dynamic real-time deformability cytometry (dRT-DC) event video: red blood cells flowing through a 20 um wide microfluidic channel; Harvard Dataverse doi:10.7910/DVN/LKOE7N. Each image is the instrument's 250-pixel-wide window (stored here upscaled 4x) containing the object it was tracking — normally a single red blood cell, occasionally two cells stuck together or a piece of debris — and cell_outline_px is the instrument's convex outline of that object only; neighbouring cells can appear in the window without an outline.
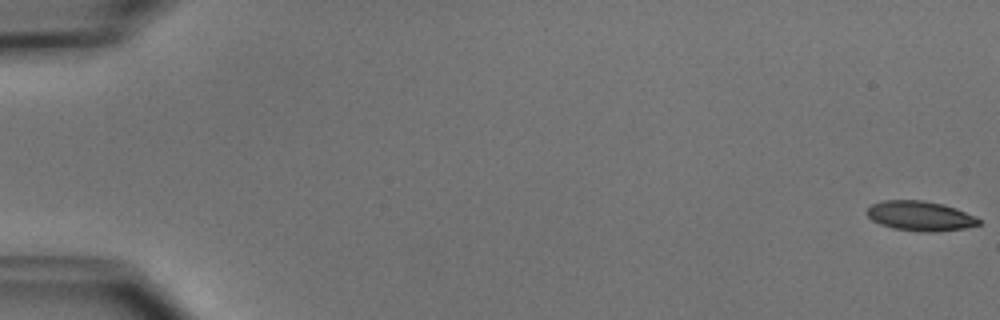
{"species": "common noctule bat (a hibernating species)", "species_latin": "Nyctalus noctula", "temperature_condition": "cold", "stored_images_in_passage": 5, "camera_frame_rate_fps": 3000, "um_per_image_px": 0.085, "animal": {"sex": "male", "body_mass_g": 15.6}, "frame": {"image": 1, "passage_image": 1, "time_ms": 0.0, "image_size_px": [1000, 320], "cell_outline_px": [[980, 224], [964, 228], [932, 232], [920, 232], [892, 228], [880, 224], [872, 220], [868, 216], [868, 208], [872, 204], [884, 200], [924, 200], [944, 204], [956, 208], [976, 216], [980, 220]], "centroid_in_image_um": [78.23, 18.35], "position_along_channel_um": 6.8, "area_um2": 19.42}}
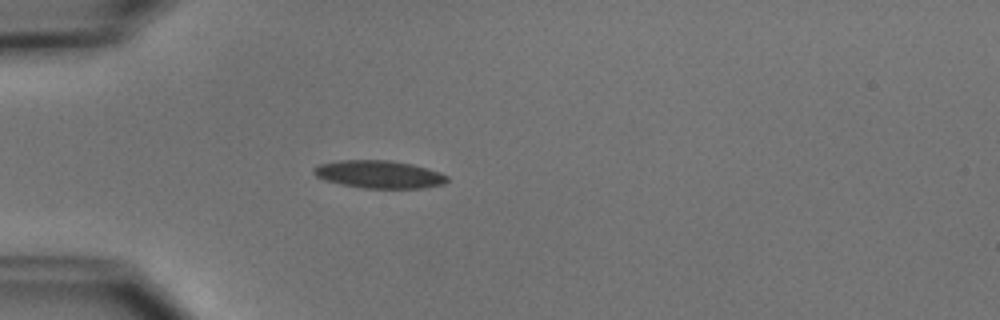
{"frame": {"image": 2, "passage_image": 5, "time_ms": 5.0, "image_size_px": [1000, 320], "cell_outline_px": [[448, 180], [444, 184], [420, 188], [364, 188], [340, 184], [324, 180], [316, 176], [312, 172], [312, 168], [320, 164], [340, 160], [388, 160], [412, 164], [440, 172], [448, 176]], "centroid_in_image_um": [32.2, 14.82], "position_along_channel_um": 52.8, "area_um2": 21.56}}